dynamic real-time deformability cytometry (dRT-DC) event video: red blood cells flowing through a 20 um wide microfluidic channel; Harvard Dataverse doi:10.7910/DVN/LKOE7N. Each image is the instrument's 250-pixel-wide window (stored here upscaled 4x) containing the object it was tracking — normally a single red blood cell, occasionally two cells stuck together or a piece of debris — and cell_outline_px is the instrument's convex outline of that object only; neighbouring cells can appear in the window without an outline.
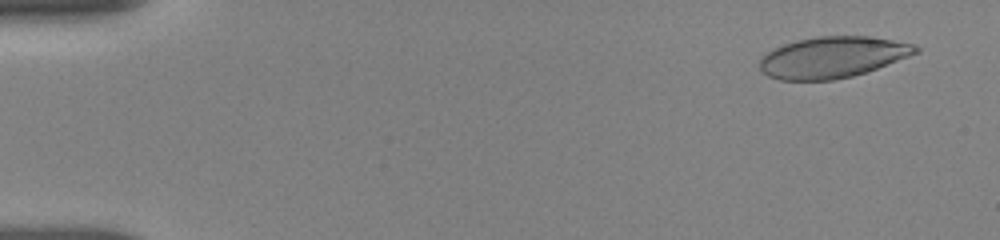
{"species": "human", "species_latin": "Homo sapiens", "temperature_condition": "room temperature", "stored_images_in_passage": 16, "camera_frame_rate_fps": 3000, "um_per_image_px": 0.085, "donor": {"sex": "female"}, "frame": {"image": 1, "passage_image": 2, "time_ms": 0.667, "image_size_px": [1000, 240], "cell_outline_px": [[920, 52], [876, 68], [852, 76], [832, 80], [780, 80], [768, 76], [760, 68], [760, 60], [772, 48], [796, 40], [816, 36], [868, 36], [916, 44], [920, 48]], "centroid_in_image_um": [70.77, 4.85], "position_along_channel_um": 14.2, "area_um2": 37.28}}
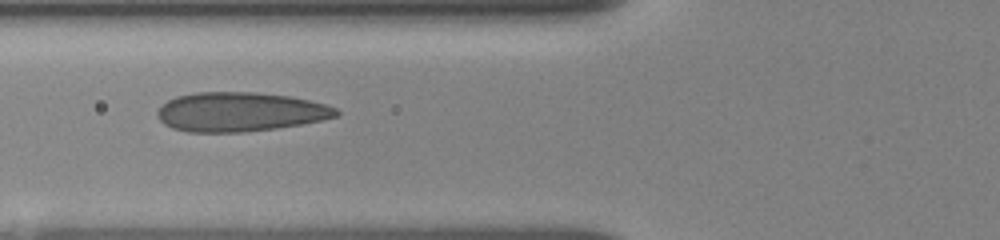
{"frame": {"image": 2, "passage_image": 10, "time_ms": 6.333, "image_size_px": [1000, 240], "cell_outline_px": [[340, 116], [300, 124], [276, 128], [244, 132], [188, 132], [172, 128], [164, 124], [156, 116], [156, 112], [168, 100], [176, 96], [196, 92], [256, 92], [292, 96], [324, 104], [336, 108], [340, 112]], "centroid_in_image_um": [20.39, 9.51], "position_along_channel_um": 105.4, "area_um2": 40.98}}
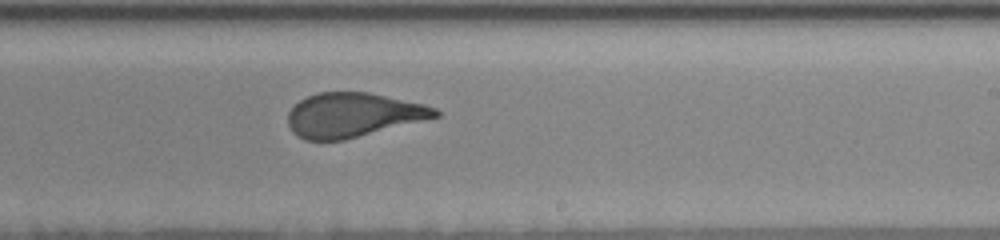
{"frame": {"image": 3, "passage_image": 16, "time_ms": 10.333, "image_size_px": [1000, 240], "cell_outline_px": [[440, 116], [344, 140], [304, 140], [292, 132], [288, 124], [288, 112], [300, 100], [308, 96], [320, 92], [368, 92], [424, 104], [436, 108], [440, 112]], "centroid_in_image_um": [30.0, 9.77], "position_along_channel_um": 259.0, "area_um2": 37.8}}